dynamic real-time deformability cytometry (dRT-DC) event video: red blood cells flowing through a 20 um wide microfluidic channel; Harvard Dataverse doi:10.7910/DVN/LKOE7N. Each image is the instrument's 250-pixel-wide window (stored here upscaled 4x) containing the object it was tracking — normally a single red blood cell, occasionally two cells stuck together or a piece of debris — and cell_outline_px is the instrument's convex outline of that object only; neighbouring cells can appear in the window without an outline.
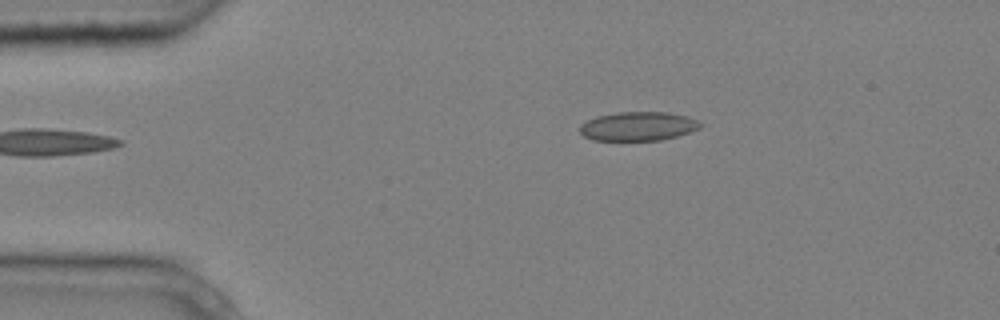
{"species": "common noctule bat (a hibernating species)", "species_latin": "Nyctalus noctula", "temperature_condition": "cold", "stored_images_in_passage": 4, "camera_frame_rate_fps": 3000, "um_per_image_px": 0.085, "animal": {"sex": "male", "body_mass_g": 20.4}, "frame": {"image": 1, "passage_image": 4, "time_ms": 1.0, "image_size_px": [1000, 320], "cell_outline_px": [[704, 124], [700, 128], [676, 136], [660, 140], [592, 140], [584, 136], [580, 132], [580, 124], [596, 116], [620, 112], [668, 112], [688, 116]], "centroid_in_image_um": [54.24, 10.72], "position_along_channel_um": 30.8, "area_um2": 20.29}}